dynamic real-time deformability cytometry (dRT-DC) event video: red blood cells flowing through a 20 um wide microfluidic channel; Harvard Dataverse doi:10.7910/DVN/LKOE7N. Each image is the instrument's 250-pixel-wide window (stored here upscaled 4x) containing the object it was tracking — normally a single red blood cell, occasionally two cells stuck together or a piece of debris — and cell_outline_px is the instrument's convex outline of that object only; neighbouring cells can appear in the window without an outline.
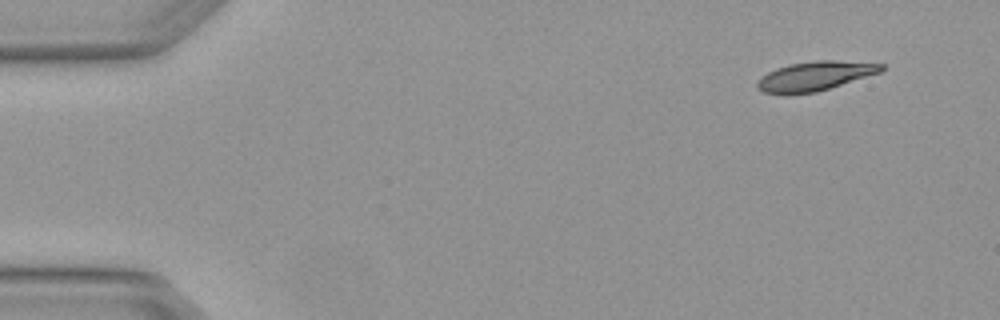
{"species": "Egyptian fruit bat (a non-hibernating species)", "species_latin": "Rousettus aegyptiacus", "temperature_condition": "warm", "stored_images_in_passage": 4, "camera_frame_rate_fps": 3000, "um_per_image_px": 0.085, "animal": {"sex": "female"}, "frame": {"image": 1, "passage_image": 1, "time_ms": 0.0, "image_size_px": [1000, 320], "cell_outline_px": [[884, 68], [880, 72], [816, 92], [784, 96], [764, 92], [756, 88], [756, 84], [768, 72], [776, 68], [788, 64], [816, 60], [836, 60], [884, 64]], "centroid_in_image_um": [69.22, 6.48], "position_along_channel_um": 15.8, "area_um2": 21.21}}
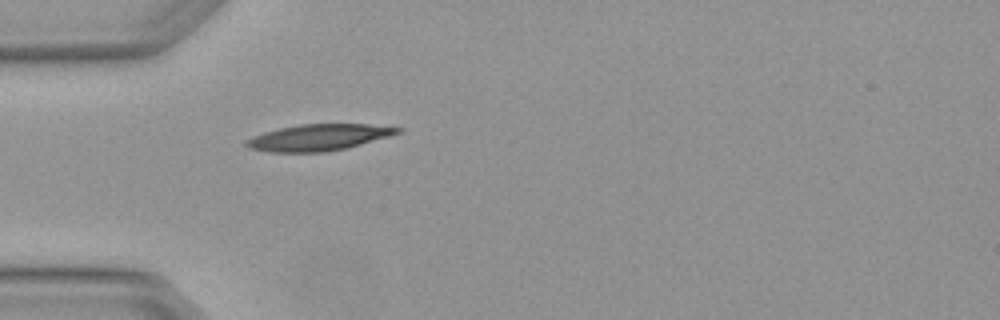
{"frame": {"image": 2, "passage_image": 4, "time_ms": 1.0, "image_size_px": [1000, 320], "cell_outline_px": [[404, 128], [400, 132], [388, 136], [360, 144], [344, 148], [324, 152], [272, 152], [248, 148], [244, 144], [244, 140], [252, 136], [264, 132], [280, 128], [300, 124], [368, 124]], "centroid_in_image_um": [27.02, 11.68], "position_along_channel_um": 58.0, "area_um2": 23.06}}